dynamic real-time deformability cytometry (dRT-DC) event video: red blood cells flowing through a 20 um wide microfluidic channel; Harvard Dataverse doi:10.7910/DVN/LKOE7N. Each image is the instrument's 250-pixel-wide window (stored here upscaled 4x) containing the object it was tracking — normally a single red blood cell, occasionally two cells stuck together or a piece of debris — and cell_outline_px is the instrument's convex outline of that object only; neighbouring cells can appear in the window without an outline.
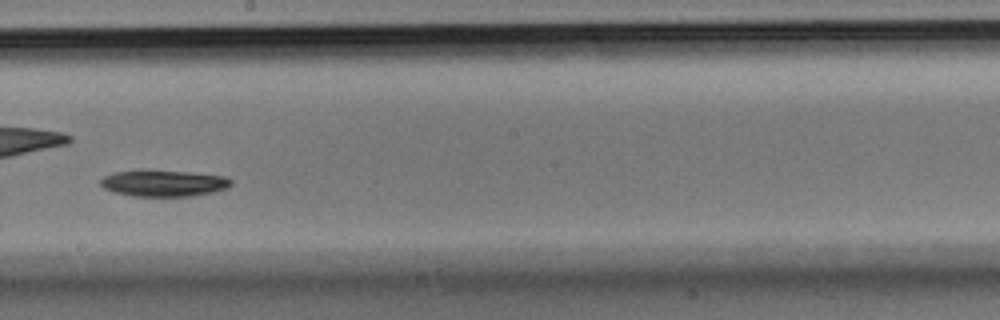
{"species": "Egyptian fruit bat (a non-hibernating species)", "species_latin": "Rousettus aegyptiacus", "temperature_condition": "room temperature", "stored_images_in_passage": 36, "camera_frame_rate_fps": 3000, "um_per_image_px": 0.085, "animal": {"sex": "male"}, "frame": {"image": 1, "passage_image": 21, "time_ms": 6.667, "image_size_px": [1000, 320], "cell_outline_px": [[232, 184], [228, 188], [212, 192], [192, 196], [132, 196], [116, 192], [104, 188], [100, 184], [100, 180], [104, 176], [116, 172], [140, 168], [148, 168], [188, 172], [224, 176], [232, 180]], "centroid_in_image_um": [13.89, 15.54], "position_along_channel_um": 234.3, "area_um2": 20.52}}